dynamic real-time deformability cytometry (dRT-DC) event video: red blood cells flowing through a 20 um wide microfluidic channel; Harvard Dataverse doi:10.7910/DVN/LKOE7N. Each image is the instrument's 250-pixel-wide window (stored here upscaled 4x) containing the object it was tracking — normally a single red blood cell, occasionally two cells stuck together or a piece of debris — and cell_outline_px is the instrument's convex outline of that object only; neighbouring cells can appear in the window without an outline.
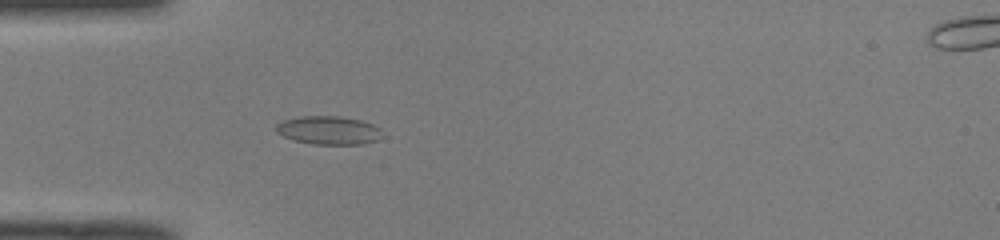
{"species": "common noctule bat (a hibernating species)", "species_latin": "Nyctalus noctula", "temperature_condition": "room temperature", "stored_images_in_passage": 51, "camera_frame_rate_fps": 3000, "um_per_image_px": 0.085, "animal": {"sex": "male", "body_mass_g": 19.0, "forearm_length_mm": 50.8}, "frame": {"image": 1, "passage_image": 16, "time_ms": 5.0, "image_size_px": [1000, 240], "cell_outline_px": [[380, 136], [376, 140], [360, 144], [312, 144], [292, 140], [276, 132], [276, 124], [284, 120], [300, 116], [340, 116], [360, 120], [372, 124], [380, 128]], "centroid_in_image_um": [27.89, 11.07], "position_along_channel_um": 57.1, "area_um2": 17.46}}
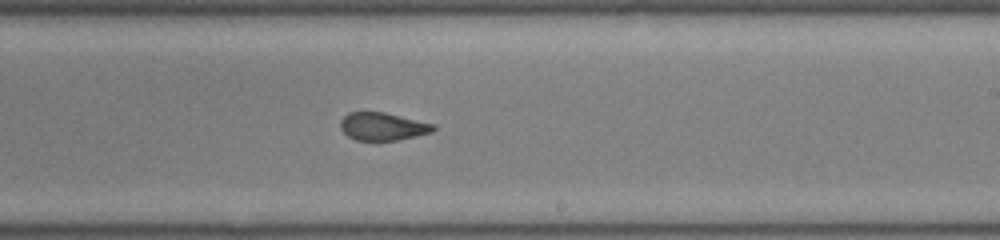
{"frame": {"image": 2, "passage_image": 31, "time_ms": 10.0, "image_size_px": [1000, 240], "cell_outline_px": [[436, 128], [432, 132], [416, 136], [396, 140], [356, 140], [348, 136], [340, 128], [340, 120], [348, 112], [384, 112], [436, 124]], "centroid_in_image_um": [32.54, 10.74], "position_along_channel_um": 256.5, "area_um2": 15.09}}
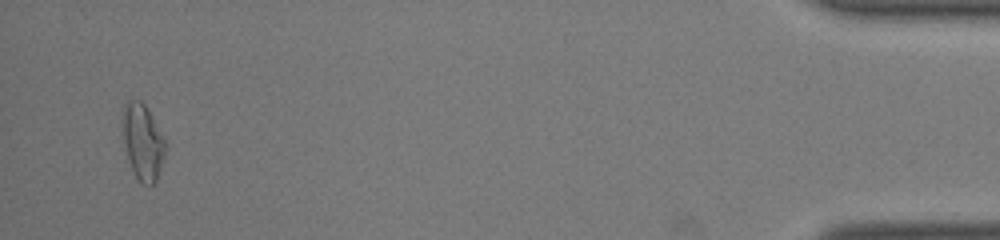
{"frame": {"image": 3, "passage_image": 49, "time_ms": 16.0, "image_size_px": [1000, 240], "cell_outline_px": [[164, 156], [156, 180], [152, 184], [144, 184], [136, 176], [132, 168], [128, 156], [124, 140], [124, 104], [132, 100], [140, 100], [144, 104], [164, 140]], "centroid_in_image_um": [12.13, 12.07], "position_along_channel_um": 423.1, "area_um2": 17.69}, "authors_computed_cell_mechanics": {"area_um2": 16.9932, "velocity_mm_per_s": 4.0923, "shape_relaxation_time_tau1_ms": null, "shape_relaxation_time_tau2_ms": 1.2421, "deformation_change_tau1": null, "deformation_change_tau2": 0.0665}}